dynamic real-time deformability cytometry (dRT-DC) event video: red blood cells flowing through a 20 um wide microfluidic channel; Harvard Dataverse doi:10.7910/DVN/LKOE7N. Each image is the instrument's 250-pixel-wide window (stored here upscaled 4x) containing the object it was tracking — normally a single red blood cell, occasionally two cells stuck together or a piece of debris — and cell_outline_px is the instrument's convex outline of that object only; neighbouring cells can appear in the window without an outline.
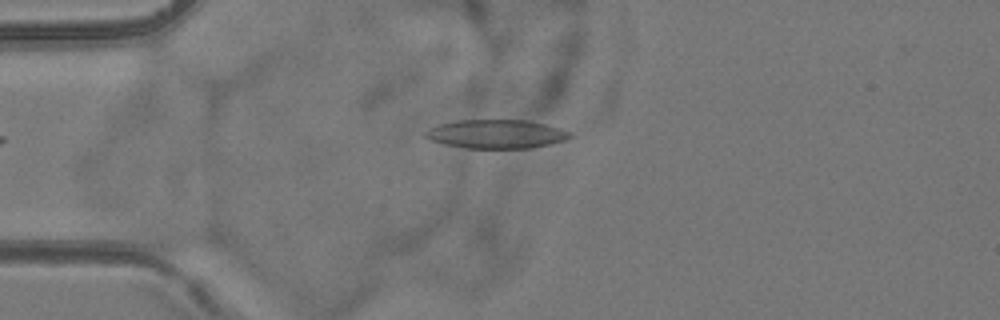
{"species": "common noctule bat (a hibernating species)", "species_latin": "Nyctalus noctula", "temperature_condition": "room temperature", "stored_images_in_passage": 1, "camera_frame_rate_fps": 3000, "um_per_image_px": 0.085, "animal": {"sex": "female", "body_mass_g": 24.6, "forearm_length_mm": 56.2}, "frame": {"image": 1, "passage_image": 1, "time_ms": 0.0, "image_size_px": [1000, 320], "cell_outline_px": [[572, 136], [564, 140], [532, 148], [468, 148], [448, 144], [432, 140], [424, 136], [424, 132], [440, 124], [456, 120], [524, 120], [544, 124], [560, 128], [568, 132]], "centroid_in_image_um": [42.19, 11.39], "position_along_channel_um": 42.8, "area_um2": 23.76}}